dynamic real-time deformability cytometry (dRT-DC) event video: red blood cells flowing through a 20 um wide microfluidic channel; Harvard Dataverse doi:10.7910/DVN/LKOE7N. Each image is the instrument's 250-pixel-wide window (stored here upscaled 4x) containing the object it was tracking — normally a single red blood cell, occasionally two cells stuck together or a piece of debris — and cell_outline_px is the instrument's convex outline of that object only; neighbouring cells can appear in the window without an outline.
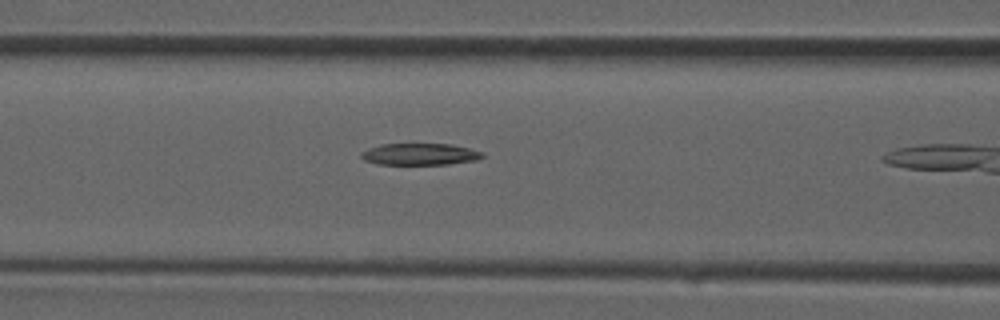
{"species": "common noctule bat (a hibernating species)", "species_latin": "Nyctalus noctula", "temperature_condition": "room temperature", "stored_images_in_passage": 8, "camera_frame_rate_fps": 3000, "um_per_image_px": 0.085, "animal": {"sex": "male", "forearm_length_mm": 52.5}, "frame": {"image": 1, "passage_image": 7, "time_ms": 2.0, "image_size_px": [1000, 320], "cell_outline_px": [[484, 156], [476, 160], [448, 164], [376, 164], [364, 160], [360, 156], [360, 152], [368, 148], [380, 144], [452, 144], [484, 152]], "centroid_in_image_um": [35.67, 13.1], "position_along_channel_um": 130.9, "area_um2": 15.37}}